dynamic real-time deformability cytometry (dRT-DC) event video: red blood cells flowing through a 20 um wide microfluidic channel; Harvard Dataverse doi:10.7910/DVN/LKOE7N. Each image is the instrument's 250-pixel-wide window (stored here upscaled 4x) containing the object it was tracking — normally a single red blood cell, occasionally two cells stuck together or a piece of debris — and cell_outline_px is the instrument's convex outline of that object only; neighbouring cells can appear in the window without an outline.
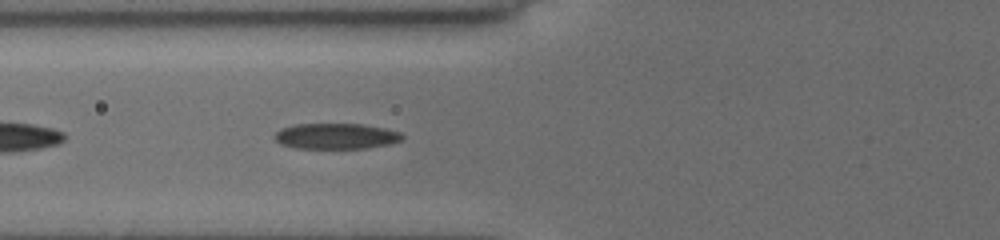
{"species": "common noctule bat (a hibernating species)", "species_latin": "Nyctalus noctula", "temperature_condition": "cold", "stored_images_in_passage": 35, "camera_frame_rate_fps": 3000, "um_per_image_px": 0.085, "animal": {"sex": "female", "body_mass_g": 19.5, "forearm_length_mm": 54.1}, "frame": {"image": 1, "passage_image": 5, "time_ms": 1.333, "image_size_px": [1000, 240], "cell_outline_px": [[404, 136], [400, 140], [388, 144], [368, 148], [296, 148], [280, 144], [272, 136], [280, 128], [292, 124], [364, 124], [384, 128], [400, 132]], "centroid_in_image_um": [28.51, 11.56], "position_along_channel_um": 97.3, "area_um2": 19.19}}
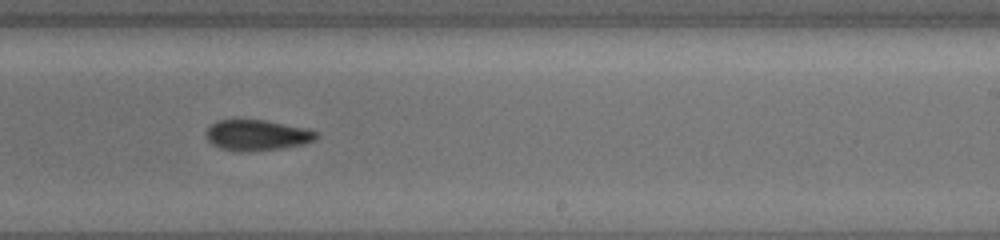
{"frame": {"image": 2, "passage_image": 18, "time_ms": 5.667, "image_size_px": [1000, 240], "cell_outline_px": [[320, 136], [316, 140], [304, 144], [280, 148], [248, 152], [240, 152], [220, 148], [212, 144], [208, 140], [208, 128], [216, 120], [268, 120], [308, 128], [316, 132]], "centroid_in_image_um": [21.91, 11.49], "position_along_channel_um": 267.1, "area_um2": 19.83}}
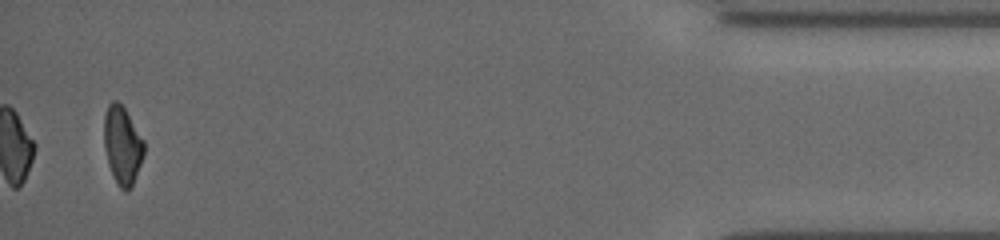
{"frame": {"image": 3, "passage_image": 35, "time_ms": 11.333, "image_size_px": [1000, 240], "cell_outline_px": [[144, 152], [140, 164], [132, 184], [124, 192], [116, 184], [108, 164], [104, 148], [104, 116], [108, 104], [112, 100], [116, 100], [124, 108], [144, 140]], "centroid_in_image_um": [10.38, 12.33], "position_along_channel_um": 424.8, "area_um2": 17.98}, "authors_computed_cell_mechanics": {"area_um2": 19.4208, "velocity_mm_per_s": 3.9202, "shape_relaxation_time_tau1_ms": 5.3347, "shape_relaxation_time_tau2_ms": 3.0659, "deformation_change_tau1": 0.1721, "deformation_change_tau2": 0.0912}}